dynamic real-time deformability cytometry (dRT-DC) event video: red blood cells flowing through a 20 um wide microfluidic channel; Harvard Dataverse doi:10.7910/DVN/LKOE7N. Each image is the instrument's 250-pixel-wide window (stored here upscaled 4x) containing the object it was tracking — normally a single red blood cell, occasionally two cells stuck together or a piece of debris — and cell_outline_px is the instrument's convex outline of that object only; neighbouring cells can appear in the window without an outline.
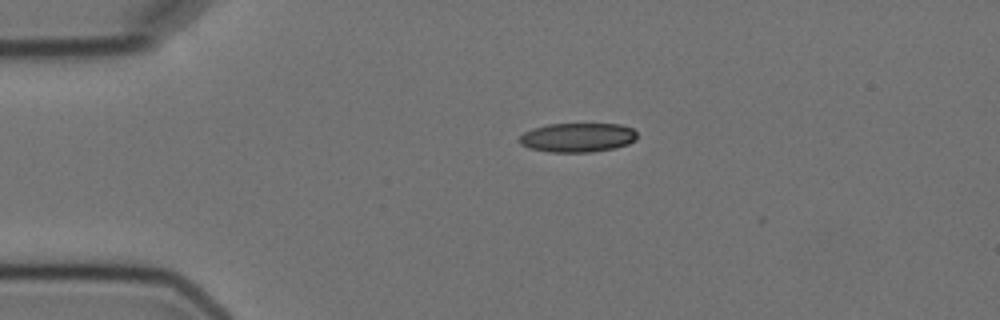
{"species": "Egyptian fruit bat (a non-hibernating species)", "species_latin": "Rousettus aegyptiacus", "temperature_condition": "cold", "stored_images_in_passage": 6, "camera_frame_rate_fps": 3000, "um_per_image_px": 0.085, "animal": {"sex": "female"}, "frame": {"image": 1, "passage_image": 3, "time_ms": 3.333, "image_size_px": [1000, 320], "cell_outline_px": [[636, 140], [628, 144], [616, 148], [592, 152], [548, 152], [528, 148], [520, 144], [516, 140], [524, 132], [532, 128], [548, 124], [620, 124], [632, 128], [636, 132]], "centroid_in_image_um": [49.06, 11.69], "position_along_channel_um": 35.9, "area_um2": 20.29}}
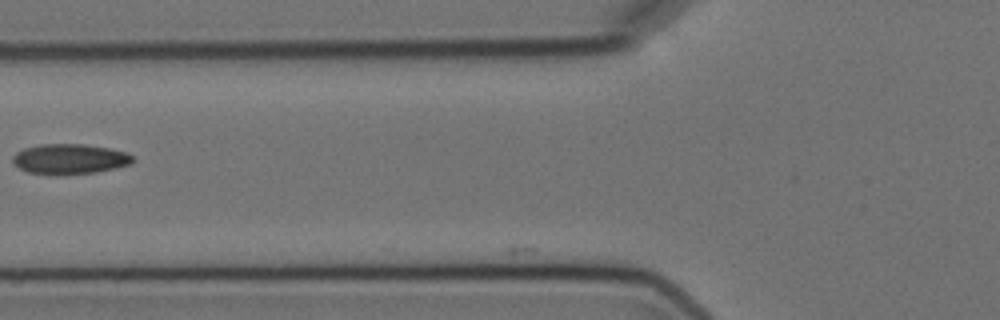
{"frame": {"image": 2, "passage_image": 6, "time_ms": 6.667, "image_size_px": [1000, 320], "cell_outline_px": [[132, 164], [116, 168], [96, 172], [56, 176], [28, 172], [12, 164], [12, 156], [16, 152], [24, 148], [40, 144], [84, 144], [108, 148], [128, 152], [132, 156]], "centroid_in_image_um": [5.9, 13.53], "position_along_channel_um": 119.9, "area_um2": 21.44}}